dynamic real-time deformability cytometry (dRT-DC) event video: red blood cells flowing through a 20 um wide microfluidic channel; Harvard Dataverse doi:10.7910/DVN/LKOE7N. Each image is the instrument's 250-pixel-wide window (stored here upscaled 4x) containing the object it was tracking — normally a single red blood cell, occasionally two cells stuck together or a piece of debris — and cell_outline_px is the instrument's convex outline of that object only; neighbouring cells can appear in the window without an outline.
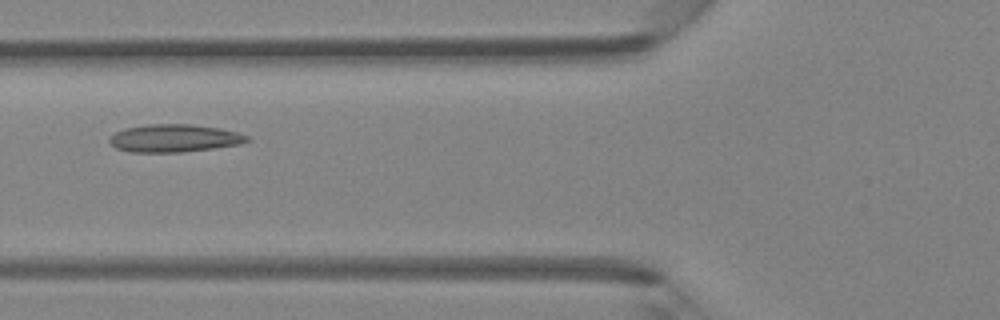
{"species": "Egyptian fruit bat (a non-hibernating species)", "species_latin": "Rousettus aegyptiacus", "temperature_condition": "room temperature", "stored_images_in_passage": 5, "camera_frame_rate_fps": 3000, "um_per_image_px": 0.085, "animal": {"sex": "female"}, "frame": {"image": 1, "passage_image": 5, "time_ms": 5.333, "image_size_px": [1000, 320], "cell_outline_px": [[252, 140], [240, 144], [212, 148], [180, 152], [128, 152], [116, 148], [108, 140], [116, 132], [124, 128], [148, 124], [192, 124], [220, 128], [236, 132], [248, 136]], "centroid_in_image_um": [14.81, 11.74], "position_along_channel_um": 111.0, "area_um2": 22.2}}